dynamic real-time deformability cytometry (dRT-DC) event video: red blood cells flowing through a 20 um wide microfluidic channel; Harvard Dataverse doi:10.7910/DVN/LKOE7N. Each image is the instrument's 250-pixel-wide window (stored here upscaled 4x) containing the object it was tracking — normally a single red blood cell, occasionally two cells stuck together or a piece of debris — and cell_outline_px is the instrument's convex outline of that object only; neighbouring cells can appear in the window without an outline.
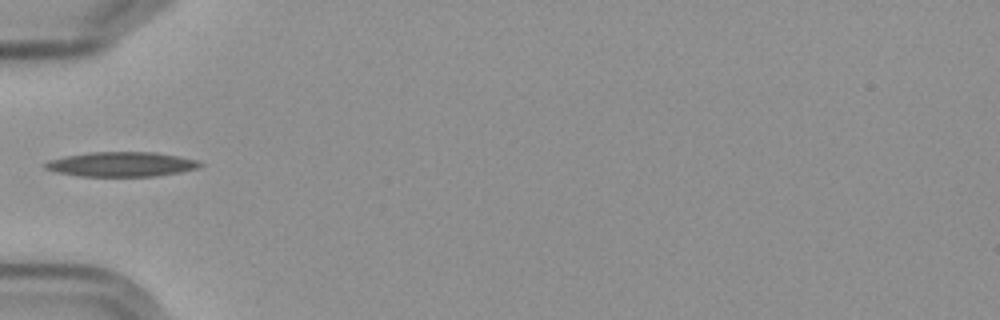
{"species": "Egyptian fruit bat (a non-hibernating species)", "species_latin": "Rousettus aegyptiacus", "temperature_condition": "cold", "stored_images_in_passage": 2, "camera_frame_rate_fps": 3000, "um_per_image_px": 0.085, "frame": {"image": 1, "passage_image": 1, "time_ms": 0.0, "image_size_px": [1000, 320], "cell_outline_px": [[204, 164], [200, 168], [180, 172], [156, 176], [80, 176], [56, 172], [44, 168], [44, 164], [48, 160], [64, 156], [92, 152], [156, 152], [196, 160]], "centroid_in_image_um": [10.32, 13.96], "position_along_channel_um": 74.7, "area_um2": 22.25}}
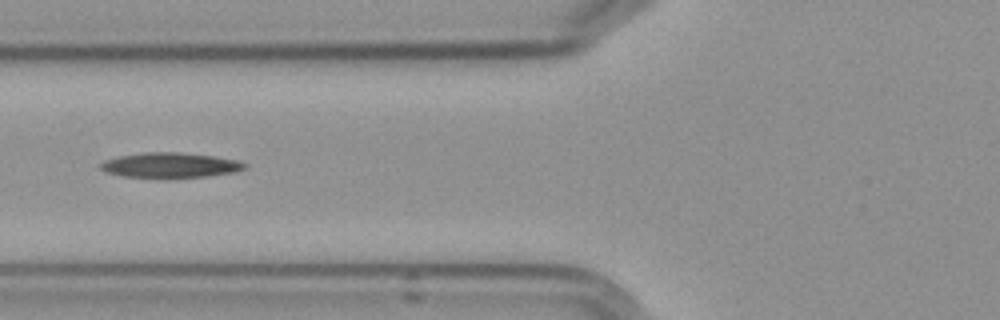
{"frame": {"image": 2, "passage_image": 2, "time_ms": 1.0, "image_size_px": [1000, 320], "cell_outline_px": [[248, 164], [244, 168], [232, 172], [208, 176], [164, 180], [124, 176], [108, 172], [100, 168], [100, 164], [104, 160], [120, 156], [144, 152], [176, 152], [212, 156], [236, 160]], "centroid_in_image_um": [14.43, 14.07], "position_along_channel_um": 111.4, "area_um2": 21.39}}